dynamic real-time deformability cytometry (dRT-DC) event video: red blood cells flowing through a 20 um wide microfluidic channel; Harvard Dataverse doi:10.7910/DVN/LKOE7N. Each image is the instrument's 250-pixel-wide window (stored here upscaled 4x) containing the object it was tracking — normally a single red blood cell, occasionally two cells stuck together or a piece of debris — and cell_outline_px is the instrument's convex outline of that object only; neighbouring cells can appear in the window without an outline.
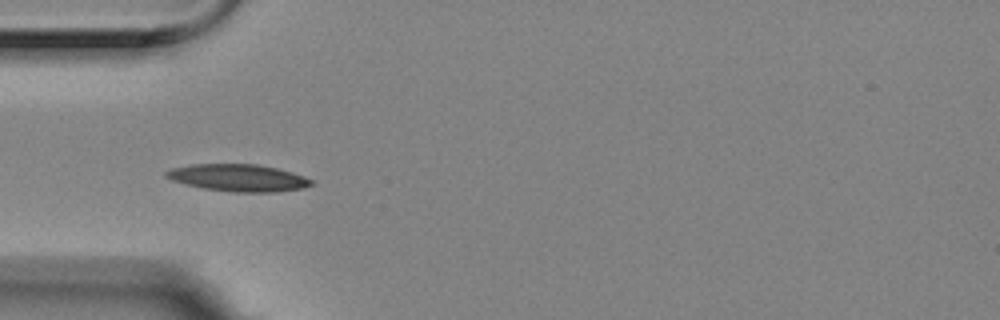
{"species": "Egyptian fruit bat (a non-hibernating species)", "species_latin": "Rousettus aegyptiacus", "temperature_condition": "room temperature", "stored_images_in_passage": 3, "camera_frame_rate_fps": 3000, "um_per_image_px": 0.085, "animal": {"sex": "female"}, "frame": {"image": 1, "passage_image": 2, "time_ms": 0.333, "image_size_px": [1000, 320], "cell_outline_px": [[312, 184], [304, 188], [276, 192], [232, 192], [204, 188], [184, 184], [172, 180], [164, 176], [164, 172], [172, 168], [192, 164], [256, 164], [276, 168], [292, 172], [304, 176], [312, 180]], "centroid_in_image_um": [20.24, 15.11], "position_along_channel_um": 64.8, "area_um2": 22.95}}
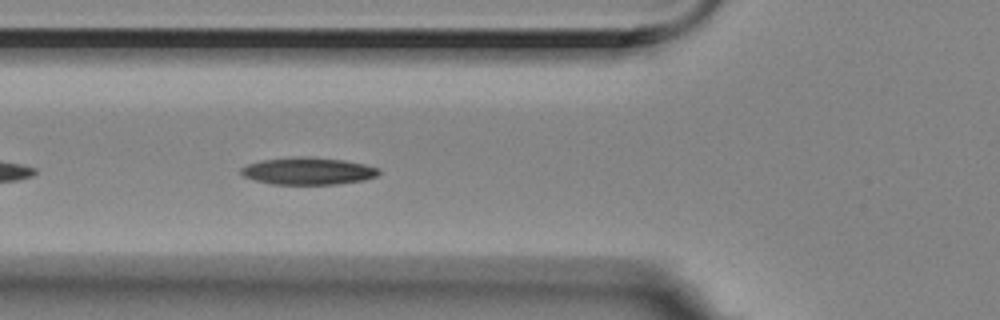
{"frame": {"image": 2, "passage_image": 3, "time_ms": 0.667, "image_size_px": [1000, 320], "cell_outline_px": [[380, 172], [376, 176], [364, 180], [336, 184], [272, 184], [256, 180], [244, 176], [240, 172], [240, 168], [248, 164], [260, 160], [296, 156], [308, 156], [344, 160], [364, 164], [380, 168]], "centroid_in_image_um": [26.19, 14.52], "position_along_channel_um": 99.6, "area_um2": 21.91}}